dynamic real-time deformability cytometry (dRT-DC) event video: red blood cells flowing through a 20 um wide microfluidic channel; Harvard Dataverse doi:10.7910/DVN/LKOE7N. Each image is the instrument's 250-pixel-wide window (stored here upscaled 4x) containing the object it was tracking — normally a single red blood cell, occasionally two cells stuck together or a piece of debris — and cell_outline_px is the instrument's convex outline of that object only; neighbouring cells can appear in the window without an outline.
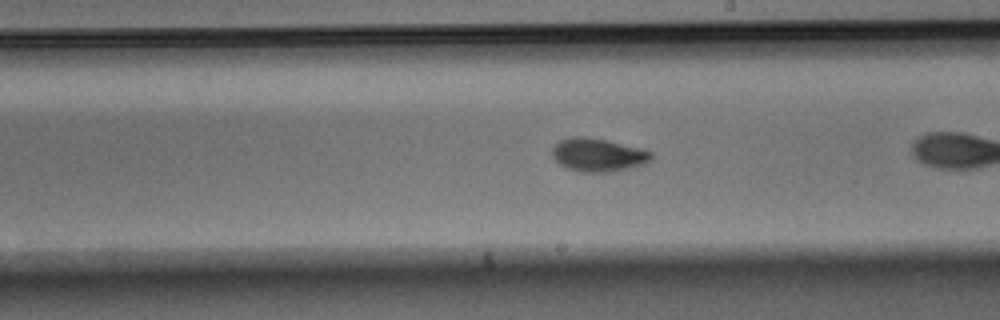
{"species": "Egyptian fruit bat (a non-hibernating species)", "species_latin": "Rousettus aegyptiacus", "temperature_condition": "warm", "stored_images_in_passage": 26, "camera_frame_rate_fps": 3000, "um_per_image_px": 0.085, "animal": {"sex": "male"}, "frame": {"image": 1, "passage_image": 15, "time_ms": 4.667, "image_size_px": [1000, 320], "cell_outline_px": [[652, 160], [636, 168], [612, 172], [580, 172], [568, 168], [560, 164], [552, 156], [552, 148], [560, 140], [572, 136], [580, 136], [608, 140], [640, 148], [652, 152]], "centroid_in_image_um": [50.87, 13.18], "position_along_channel_um": 238.1, "area_um2": 19.42}}